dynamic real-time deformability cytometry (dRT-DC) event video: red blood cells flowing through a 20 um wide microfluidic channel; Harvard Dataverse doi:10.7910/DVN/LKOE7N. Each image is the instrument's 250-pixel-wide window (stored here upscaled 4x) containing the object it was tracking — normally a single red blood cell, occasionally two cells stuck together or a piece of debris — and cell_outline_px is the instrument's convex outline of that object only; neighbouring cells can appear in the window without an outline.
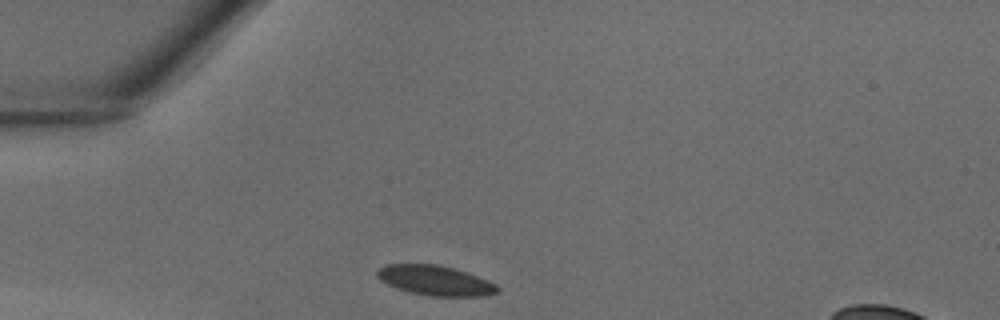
{"species": "common noctule bat (a hibernating species)", "species_latin": "Nyctalus noctula", "temperature_condition": "warm", "stored_images_in_passage": 25, "camera_frame_rate_fps": 3000, "um_per_image_px": 0.085, "animal": {"sex": "male", "body_mass_g": 18.8}, "frame": {"image": 1, "passage_image": 1, "time_ms": 0.0, "image_size_px": [1000, 320], "cell_outline_px": [[500, 288], [496, 292], [484, 296], [432, 296], [412, 292], [396, 288], [380, 280], [376, 276], [376, 272], [384, 264], [436, 264], [452, 268], [488, 280], [496, 284]], "centroid_in_image_um": [36.97, 23.84], "position_along_channel_um": 48.0, "area_um2": 20.69}}
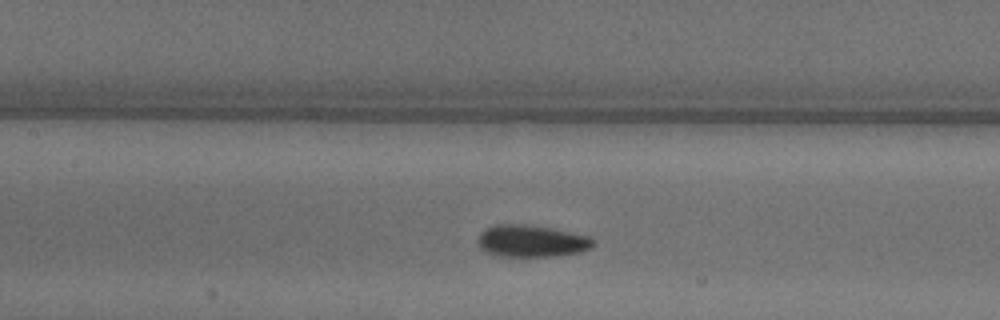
{"frame": {"image": 2, "passage_image": 9, "time_ms": 2.667, "image_size_px": [1000, 320], "cell_outline_px": [[596, 244], [592, 248], [580, 252], [556, 256], [492, 256], [484, 252], [480, 248], [480, 232], [484, 228], [496, 224], [524, 224], [548, 228], [592, 236]], "centroid_in_image_um": [45.19, 20.5], "position_along_channel_um": 162.2, "area_um2": 21.68}}
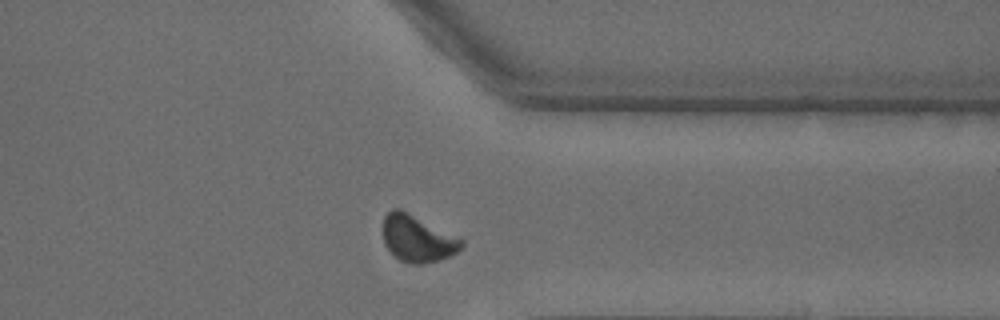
{"frame": {"image": 3, "passage_image": 22, "time_ms": 7.0, "image_size_px": [1000, 320], "cell_outline_px": [[464, 244], [456, 252], [440, 260], [424, 264], [412, 264], [400, 260], [384, 244], [384, 216], [392, 208], [400, 208], [464, 240]], "centroid_in_image_um": [35.48, 20.28], "position_along_channel_um": 375.9, "area_um2": 21.1}}